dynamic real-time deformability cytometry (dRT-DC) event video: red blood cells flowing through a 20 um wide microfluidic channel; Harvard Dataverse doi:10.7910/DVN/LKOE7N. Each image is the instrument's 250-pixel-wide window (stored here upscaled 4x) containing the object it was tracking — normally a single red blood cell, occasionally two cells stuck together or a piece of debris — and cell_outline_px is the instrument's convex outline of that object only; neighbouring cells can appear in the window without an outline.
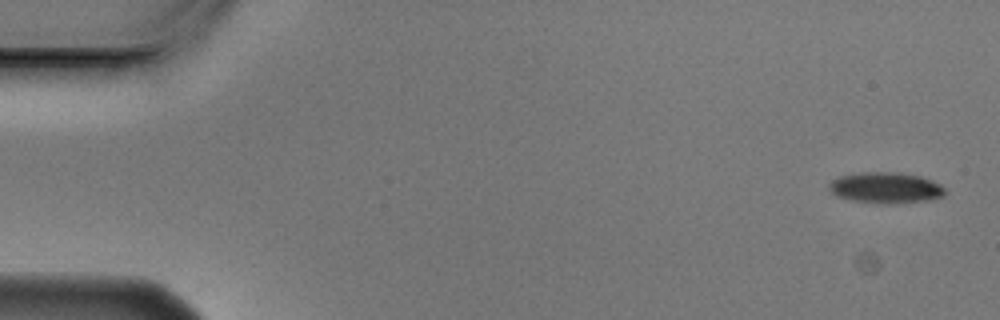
{"species": "Egyptian fruit bat (a non-hibernating species)", "species_latin": "Rousettus aegyptiacus", "temperature_condition": "cold", "stored_images_in_passage": 2, "camera_frame_rate_fps": 3000, "um_per_image_px": 0.085, "animal": {"sex": "male"}, "frame": {"image": 1, "passage_image": 1, "time_ms": 0.0, "image_size_px": [1000, 320], "cell_outline_px": [[944, 196], [928, 200], [896, 204], [880, 204], [852, 200], [836, 196], [828, 188], [828, 184], [832, 180], [840, 176], [860, 172], [896, 172], [920, 176], [932, 180], [940, 184], [944, 188]], "centroid_in_image_um": [75.27, 15.96], "position_along_channel_um": 9.7, "area_um2": 21.1}}
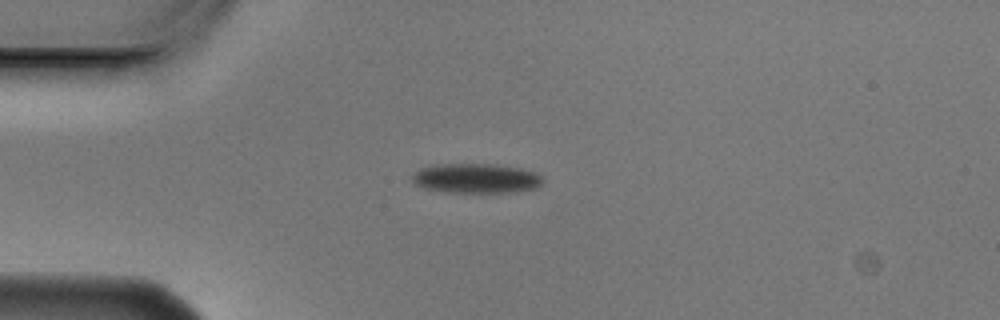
{"frame": {"image": 2, "passage_image": 2, "time_ms": 0.333, "image_size_px": [1000, 320], "cell_outline_px": [[544, 180], [536, 188], [516, 192], [448, 192], [424, 188], [412, 184], [412, 172], [420, 168], [432, 164], [492, 164], [520, 168], [536, 172]], "centroid_in_image_um": [40.42, 15.15], "position_along_channel_um": 44.6, "area_um2": 22.77}}